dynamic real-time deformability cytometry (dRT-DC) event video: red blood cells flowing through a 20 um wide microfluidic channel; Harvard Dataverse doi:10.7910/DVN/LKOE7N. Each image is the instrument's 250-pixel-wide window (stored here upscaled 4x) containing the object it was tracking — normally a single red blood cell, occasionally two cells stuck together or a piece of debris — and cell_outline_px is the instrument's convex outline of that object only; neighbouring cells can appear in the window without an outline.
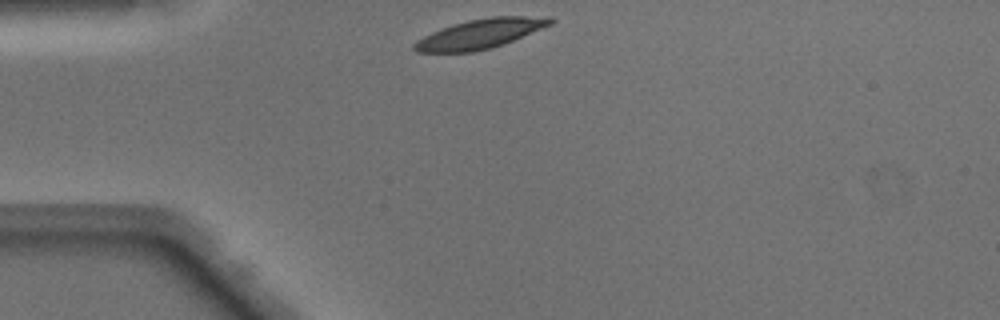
{"species": "Egyptian fruit bat (a non-hibernating species)", "species_latin": "Rousettus aegyptiacus", "temperature_condition": "warm", "stored_images_in_passage": 36, "camera_frame_rate_fps": 3000, "um_per_image_px": 0.085, "animal": {"sex": "male"}, "frame": {"image": 1, "passage_image": 1, "time_ms": 0.0, "image_size_px": [1000, 320], "cell_outline_px": [[556, 20], [552, 24], [504, 44], [492, 48], [472, 52], [416, 52], [412, 48], [412, 44], [416, 40], [432, 32], [452, 24], [468, 20], [492, 16], [552, 16]], "centroid_in_image_um": [40.84, 2.86], "position_along_channel_um": 44.2, "area_um2": 23.58}}
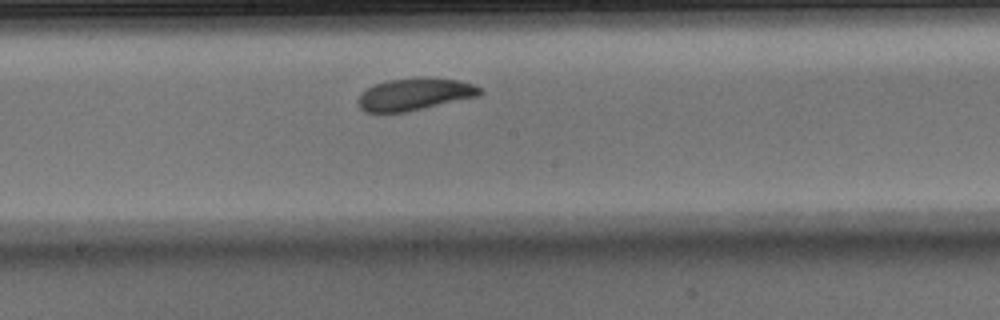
{"frame": {"image": 2, "passage_image": 15, "time_ms": 4.667, "image_size_px": [1000, 320], "cell_outline_px": [[484, 92], [480, 96], [404, 112], [368, 112], [360, 108], [356, 100], [372, 84], [388, 80], [416, 76], [428, 76], [460, 80], [484, 88]], "centroid_in_image_um": [35.3, 7.97], "position_along_channel_um": 212.9, "area_um2": 23.24}}
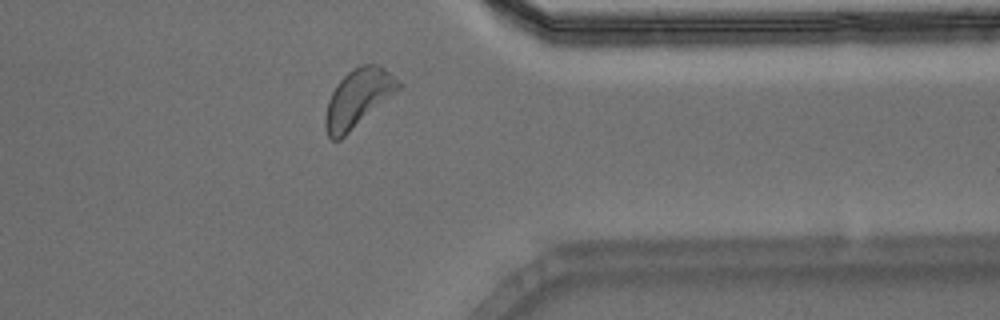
{"frame": {"image": 3, "passage_image": 28, "time_ms": 9.0, "image_size_px": [1000, 320], "cell_outline_px": [[404, 88], [340, 140], [332, 140], [328, 136], [324, 128], [324, 116], [328, 100], [336, 84], [352, 68], [360, 64], [376, 64], [384, 68], [400, 80], [404, 84]], "centroid_in_image_um": [30.48, 8.35], "position_along_channel_um": 380.9, "area_um2": 25.43}, "authors_computed_cell_mechanics": {"area_um2": 23.698, "velocity_mm_per_s": 4.0603, "shape_relaxation_time_tau1_ms": 2.2859, "shape_relaxation_time_tau2_ms": null, "deformation_change_tau1": 0.1111, "deformation_change_tau2": null}}